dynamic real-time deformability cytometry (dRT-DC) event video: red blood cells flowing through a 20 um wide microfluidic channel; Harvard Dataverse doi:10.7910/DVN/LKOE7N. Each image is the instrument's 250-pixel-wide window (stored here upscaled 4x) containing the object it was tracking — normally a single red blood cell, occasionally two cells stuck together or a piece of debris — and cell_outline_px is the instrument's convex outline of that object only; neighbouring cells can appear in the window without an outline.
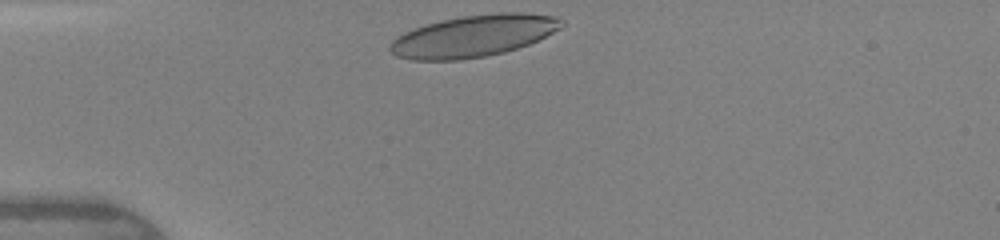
{"species": "human", "species_latin": "Homo sapiens", "temperature_condition": "warm", "stored_images_in_passage": 12, "camera_frame_rate_fps": 3000, "um_per_image_px": 0.085, "donor": {"sex": "female"}, "frame": {"image": 1, "passage_image": 1, "time_ms": 0.0, "image_size_px": [1000, 240], "cell_outline_px": [[564, 24], [560, 28], [528, 44], [504, 52], [484, 56], [460, 60], [412, 60], [396, 56], [388, 48], [392, 40], [396, 36], [404, 32], [428, 24], [444, 20], [464, 16], [500, 12], [524, 12], [560, 16], [564, 20]], "centroid_in_image_um": [40.26, 3.05], "position_along_channel_um": 44.7, "area_um2": 41.56}}
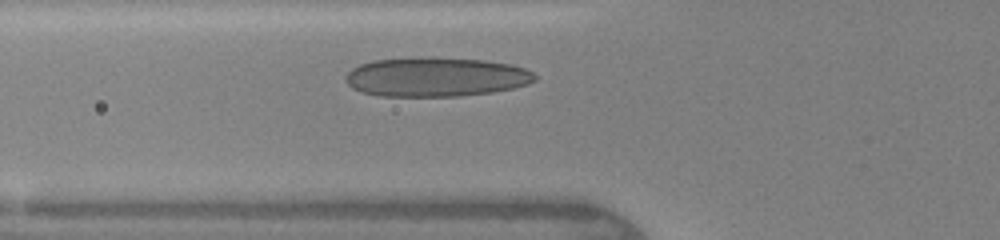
{"frame": {"image": 2, "passage_image": 6, "time_ms": 1.667, "image_size_px": [1000, 240], "cell_outline_px": [[536, 80], [528, 84], [516, 88], [492, 92], [460, 96], [380, 96], [360, 92], [352, 88], [344, 80], [344, 76], [352, 68], [360, 64], [372, 60], [484, 60], [512, 64], [524, 68], [532, 72], [536, 76]], "centroid_in_image_um": [37.06, 6.59], "position_along_channel_um": 88.7, "area_um2": 42.31}}
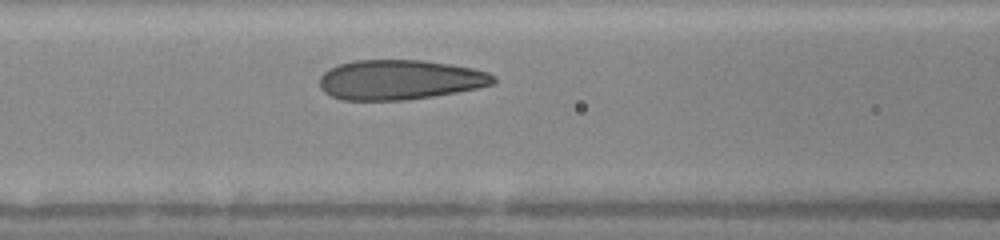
{"frame": {"image": 3, "passage_image": 10, "time_ms": 2.667, "image_size_px": [1000, 240], "cell_outline_px": [[496, 84], [456, 92], [408, 100], [344, 100], [332, 96], [324, 92], [320, 88], [320, 76], [328, 68], [352, 60], [424, 60], [472, 68], [488, 72], [496, 76]], "centroid_in_image_um": [33.98, 6.78], "position_along_channel_um": 132.6, "area_um2": 40.46}}